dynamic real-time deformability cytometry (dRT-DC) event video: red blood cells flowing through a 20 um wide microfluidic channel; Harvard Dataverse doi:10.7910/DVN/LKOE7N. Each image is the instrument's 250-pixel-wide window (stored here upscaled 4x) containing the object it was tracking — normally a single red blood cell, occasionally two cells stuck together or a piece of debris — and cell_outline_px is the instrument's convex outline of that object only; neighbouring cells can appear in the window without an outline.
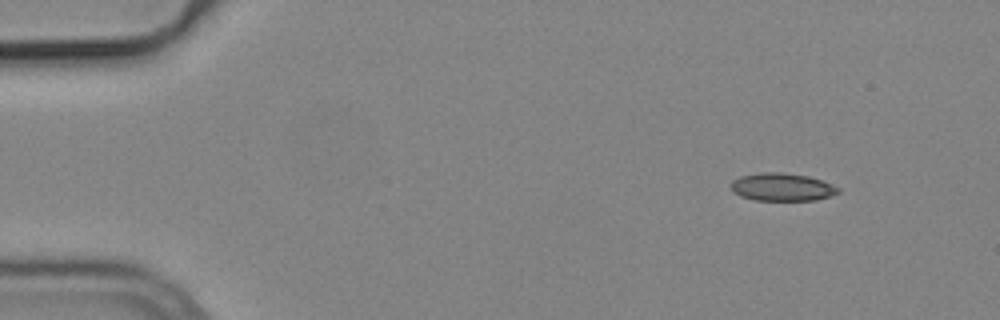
{"species": "common noctule bat (a hibernating species)", "species_latin": "Nyctalus noctula", "temperature_condition": "cold", "stored_images_in_passage": 49, "camera_frame_rate_fps": 3000, "um_per_image_px": 0.085, "animal": {"sex": "male", "body_mass_g": 19.2, "forearm_length_mm": 51.8}, "frame": {"image": 1, "passage_image": 1, "time_ms": 0.0, "image_size_px": [1000, 320], "cell_outline_px": [[840, 192], [832, 196], [816, 200], [752, 200], [740, 196], [732, 192], [728, 184], [732, 180], [740, 176], [760, 172], [780, 172], [808, 176], [832, 184], [840, 188]], "centroid_in_image_um": [66.43, 15.9], "position_along_channel_um": 18.6, "area_um2": 17.69}}
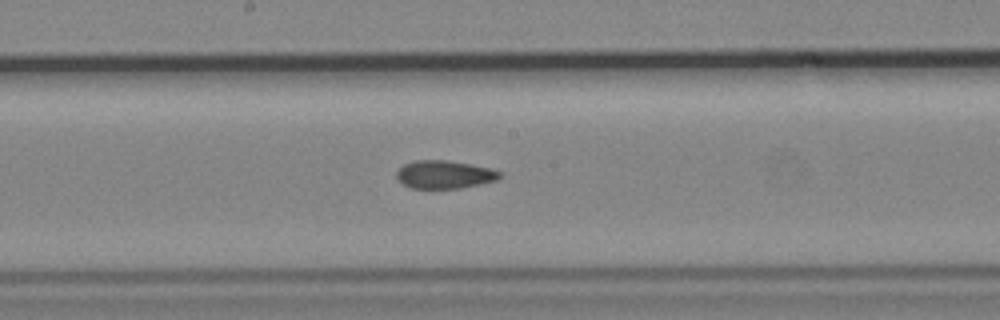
{"frame": {"image": 2, "passage_image": 24, "time_ms": 7.667, "image_size_px": [1000, 320], "cell_outline_px": [[504, 176], [496, 180], [480, 184], [460, 188], [412, 188], [404, 184], [396, 176], [396, 172], [404, 164], [416, 160], [444, 160], [468, 164], [488, 168], [500, 172]], "centroid_in_image_um": [37.78, 14.83], "position_along_channel_um": 210.4, "area_um2": 16.59}}
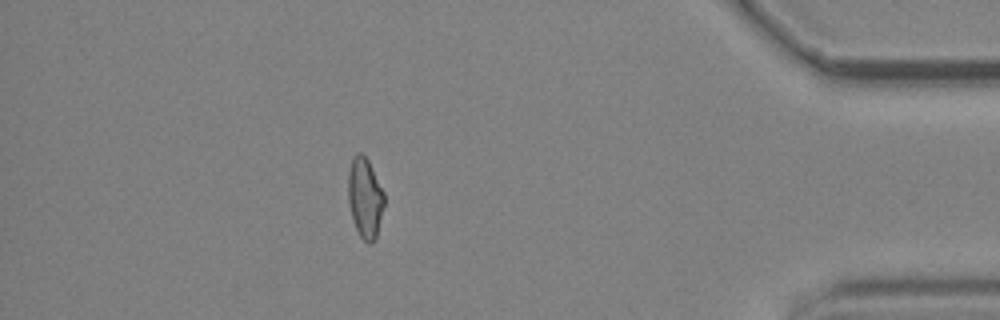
{"frame": {"image": 3, "passage_image": 43, "time_ms": 14.0, "image_size_px": [1000, 320], "cell_outline_px": [[384, 204], [376, 236], [372, 244], [368, 244], [360, 236], [352, 220], [348, 204], [348, 172], [352, 160], [356, 152], [360, 152], [368, 160], [384, 192]], "centroid_in_image_um": [31.01, 16.82], "position_along_channel_um": 404.2, "area_um2": 16.82}, "authors_computed_cell_mechanics": {"area_um2": 17.3978, "velocity_mm_per_s": 3.7824, "shape_relaxation_time_tau1_ms": null, "shape_relaxation_time_tau2_ms": 3.0041, "deformation_change_tau1": null, "deformation_change_tau2": 0.0805}}